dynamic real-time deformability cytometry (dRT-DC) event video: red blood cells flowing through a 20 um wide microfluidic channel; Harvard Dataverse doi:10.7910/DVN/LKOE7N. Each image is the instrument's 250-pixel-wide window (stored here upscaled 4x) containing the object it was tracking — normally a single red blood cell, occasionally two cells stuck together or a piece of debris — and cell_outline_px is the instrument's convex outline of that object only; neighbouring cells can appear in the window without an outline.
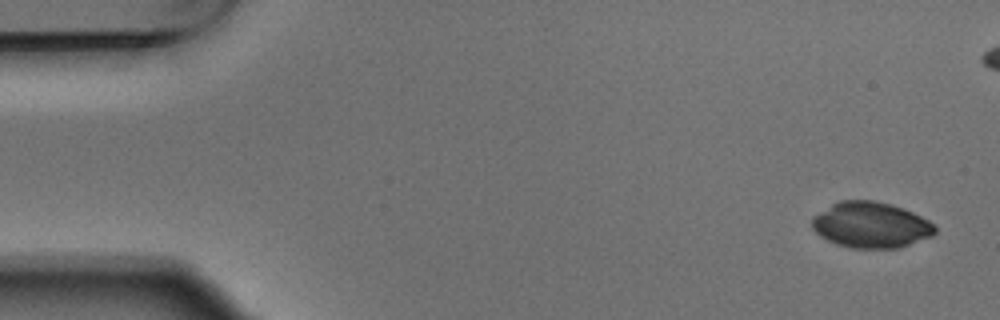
{"species": "Egyptian fruit bat (a non-hibernating species)", "species_latin": "Rousettus aegyptiacus", "temperature_condition": "warm", "stored_images_in_passage": 6, "camera_frame_rate_fps": 3000, "um_per_image_px": 0.085, "animal": {"sex": "male"}, "frame": {"image": 1, "passage_image": 1, "time_ms": 0.0, "image_size_px": [1000, 320], "cell_outline_px": [[936, 232], [932, 236], [896, 248], [852, 248], [836, 244], [820, 236], [812, 228], [812, 216], [832, 204], [840, 200], [872, 200], [892, 204], [904, 208], [928, 220], [936, 228]], "centroid_in_image_um": [74.0, 19.11], "position_along_channel_um": 11.0, "area_um2": 32.77}}
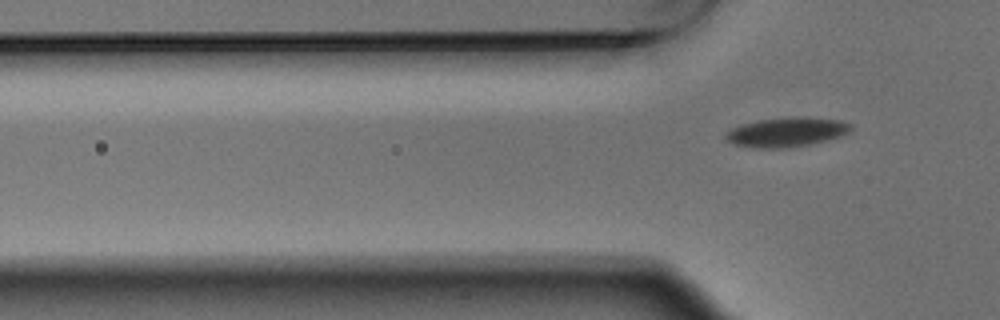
{"frame": {"image": 2, "passage_image": 6, "time_ms": 1.667, "image_size_px": [1000, 320], "cell_outline_px": [[852, 128], [848, 132], [840, 136], [808, 144], [788, 148], [752, 148], [732, 144], [724, 140], [724, 132], [740, 124], [760, 120], [840, 120], [852, 124]], "centroid_in_image_um": [66.72, 11.3], "position_along_channel_um": 59.1, "area_um2": 20.4}}